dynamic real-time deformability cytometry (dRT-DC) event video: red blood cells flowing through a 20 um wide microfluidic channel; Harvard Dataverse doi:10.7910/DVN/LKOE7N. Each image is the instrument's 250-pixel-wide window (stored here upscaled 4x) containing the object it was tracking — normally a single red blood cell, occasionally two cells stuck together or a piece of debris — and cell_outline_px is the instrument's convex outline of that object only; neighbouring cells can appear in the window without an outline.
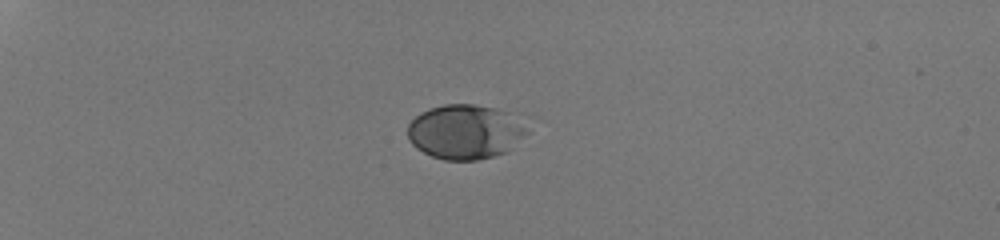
{"species": "human", "species_latin": "Homo sapiens", "temperature_condition": "room temperature", "stored_images_in_passage": 38, "camera_frame_rate_fps": 3000, "um_per_image_px": 0.085, "donor": {"sex": "male"}, "frame": {"image": 1, "passage_image": 1, "time_ms": 0.0, "image_size_px": [1000, 240], "cell_outline_px": [[528, 132], [508, 152], [476, 160], [444, 160], [432, 156], [416, 148], [408, 140], [408, 124], [420, 112], [428, 108], [444, 104], [476, 104], [496, 108], [508, 112]], "centroid_in_image_um": [39.48, 11.2], "position_along_channel_um": 45.5, "area_um2": 37.8}}
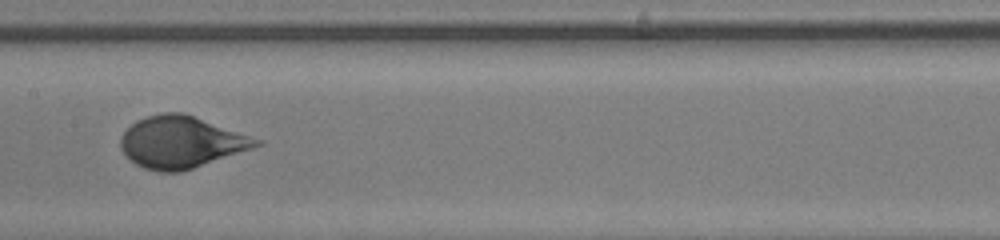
{"frame": {"image": 2, "passage_image": 17, "time_ms": 5.333, "image_size_px": [1000, 240], "cell_outline_px": [[264, 144], [180, 172], [160, 172], [144, 168], [136, 164], [120, 148], [120, 136], [136, 120], [160, 112], [184, 112], [264, 140]], "centroid_in_image_um": [15.41, 12.06], "position_along_channel_um": 192.0, "area_um2": 40.86}}
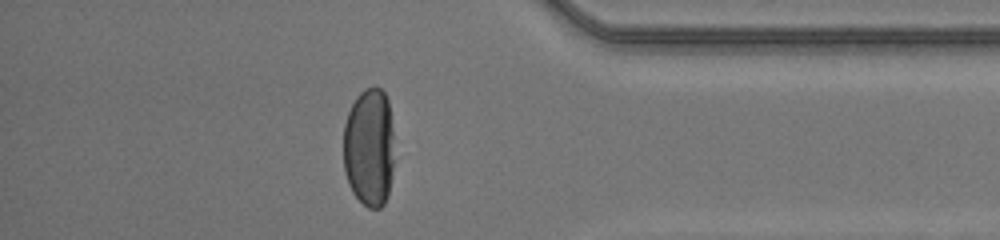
{"frame": {"image": 3, "passage_image": 33, "time_ms": 10.667, "image_size_px": [1000, 240], "cell_outline_px": [[392, 172], [388, 192], [384, 204], [380, 208], [368, 208], [352, 192], [348, 184], [344, 172], [344, 124], [348, 112], [356, 96], [364, 88], [380, 88], [384, 92], [388, 100], [392, 128]], "centroid_in_image_um": [31.36, 12.53], "position_along_channel_um": 403.8, "area_um2": 35.08}, "authors_computed_cell_mechanics": {"area_um2": 38.3792, "velocity_mm_per_s": 4.1685, "shape_relaxation_time_tau1_ms": 4.375, "shape_relaxation_time_tau2_ms": null, "deformation_change_tau1": 0.2095, "deformation_change_tau2": null}}